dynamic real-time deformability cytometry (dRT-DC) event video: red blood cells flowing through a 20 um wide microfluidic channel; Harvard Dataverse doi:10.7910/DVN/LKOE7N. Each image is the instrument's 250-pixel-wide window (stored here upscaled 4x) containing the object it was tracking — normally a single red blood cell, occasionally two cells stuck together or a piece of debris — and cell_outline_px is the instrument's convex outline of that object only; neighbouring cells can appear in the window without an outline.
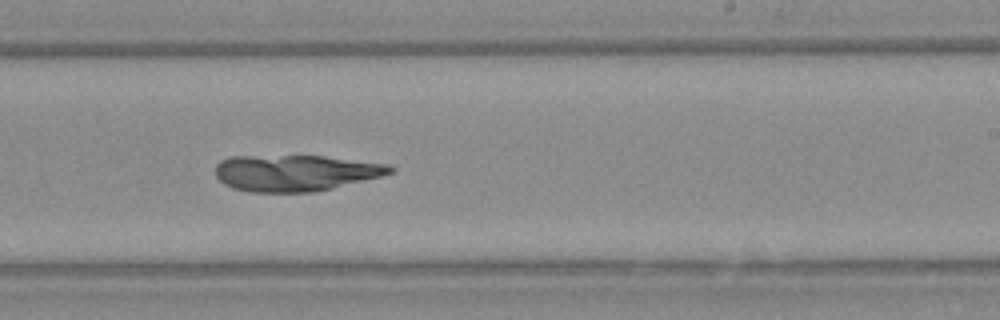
{"species": "Egyptian fruit bat (a non-hibernating species)", "species_latin": "Rousettus aegyptiacus", "temperature_condition": "warm", "stored_images_in_passage": 34, "camera_frame_rate_fps": 3000, "um_per_image_px": 0.085, "animal": {"sex": "female"}, "frame": {"image": 1, "passage_image": 18, "time_ms": 5.667, "image_size_px": [1000, 320], "cell_outline_px": [[396, 168], [392, 172], [380, 176], [332, 188], [312, 192], [248, 192], [232, 188], [224, 184], [216, 176], [216, 164], [220, 160], [228, 156], [324, 156], [388, 164]], "centroid_in_image_um": [25.06, 14.69], "position_along_channel_um": 263.9, "area_um2": 36.88}}
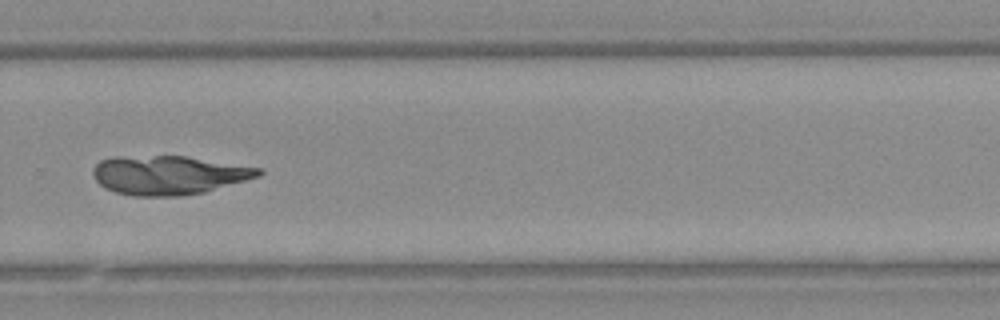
{"frame": {"image": 2, "passage_image": 22, "time_ms": 7.0, "image_size_px": [1000, 320], "cell_outline_px": [[264, 172], [260, 176], [204, 192], [180, 196], [132, 196], [116, 192], [104, 188], [96, 180], [92, 172], [92, 168], [100, 160], [112, 156], [184, 156], [260, 168]], "centroid_in_image_um": [14.29, 14.88], "position_along_channel_um": 315.5, "area_um2": 37.51}}